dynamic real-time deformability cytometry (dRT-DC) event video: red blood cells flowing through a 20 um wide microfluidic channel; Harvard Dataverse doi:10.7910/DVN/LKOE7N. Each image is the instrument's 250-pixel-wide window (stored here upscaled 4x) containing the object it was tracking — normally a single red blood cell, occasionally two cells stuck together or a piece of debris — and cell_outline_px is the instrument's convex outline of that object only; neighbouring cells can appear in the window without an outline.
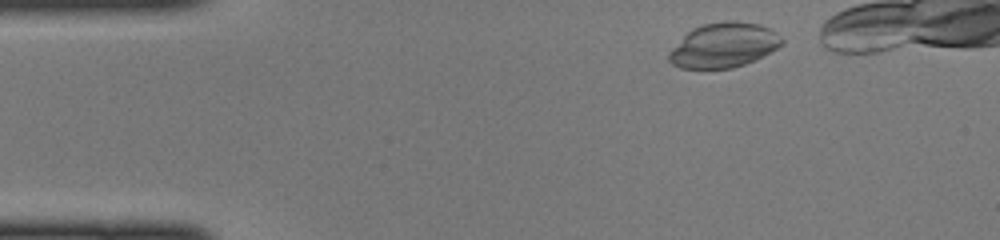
{"species": "common noctule bat (a hibernating species)", "species_latin": "Nyctalus noctula", "temperature_condition": "cold", "stored_images_in_passage": 20, "camera_frame_rate_fps": 3000, "um_per_image_px": 0.085, "animal": {"sex": "female", "body_mass_g": 22.0, "forearm_length_mm": 56.7}, "frame": {"image": 1, "passage_image": 3, "time_ms": 0.667, "image_size_px": [1000, 240], "cell_outline_px": [[784, 44], [744, 64], [732, 68], [680, 68], [672, 64], [668, 60], [668, 52], [692, 28], [704, 24], [724, 20], [736, 20], [760, 24], [776, 32], [784, 40]], "centroid_in_image_um": [61.5, 3.82], "position_along_channel_um": 23.5, "area_um2": 29.25}}
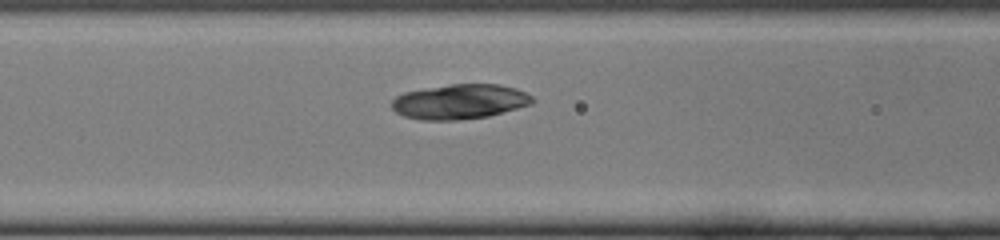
{"frame": {"image": 2, "passage_image": 15, "time_ms": 4.667, "image_size_px": [1000, 240], "cell_outline_px": [[536, 100], [532, 104], [488, 116], [456, 120], [420, 120], [404, 116], [396, 112], [392, 108], [392, 100], [396, 96], [404, 92], [452, 84], [500, 84], [516, 88], [532, 96]], "centroid_in_image_um": [39.09, 8.64], "position_along_channel_um": 127.5, "area_um2": 28.5}}
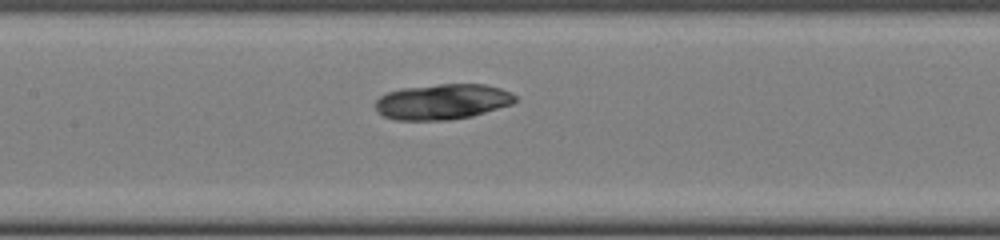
{"frame": {"image": 3, "passage_image": 18, "time_ms": 5.667, "image_size_px": [1000, 240], "cell_outline_px": [[516, 100], [512, 104], [472, 116], [448, 120], [396, 120], [384, 116], [376, 112], [376, 100], [380, 96], [388, 92], [400, 88], [440, 84], [484, 84], [500, 88], [516, 96]], "centroid_in_image_um": [37.58, 8.64], "position_along_channel_um": 169.8, "area_um2": 28.9}}